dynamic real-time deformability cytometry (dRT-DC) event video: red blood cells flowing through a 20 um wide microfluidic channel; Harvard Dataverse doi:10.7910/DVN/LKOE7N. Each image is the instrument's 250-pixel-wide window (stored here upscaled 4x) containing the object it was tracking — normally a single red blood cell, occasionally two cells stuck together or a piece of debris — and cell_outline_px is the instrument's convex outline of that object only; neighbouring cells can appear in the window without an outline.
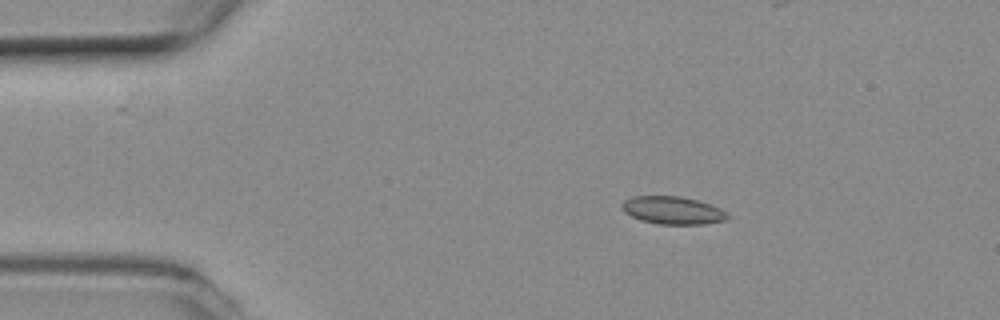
{"species": "common noctule bat (a hibernating species)", "species_latin": "Nyctalus noctula", "temperature_condition": "room temperature", "stored_images_in_passage": 4, "camera_frame_rate_fps": 3000, "um_per_image_px": 0.085, "animal": {"sex": "female", "body_mass_g": 19.3, "forearm_length_mm": 54.1}, "frame": {"image": 1, "passage_image": 2, "time_ms": 0.333, "image_size_px": [1000, 320], "cell_outline_px": [[728, 220], [704, 224], [656, 224], [640, 220], [624, 212], [620, 208], [620, 204], [624, 200], [632, 196], [680, 196], [696, 200], [720, 208], [728, 216]], "centroid_in_image_um": [57.12, 17.88], "position_along_channel_um": 27.9, "area_um2": 17.11}}